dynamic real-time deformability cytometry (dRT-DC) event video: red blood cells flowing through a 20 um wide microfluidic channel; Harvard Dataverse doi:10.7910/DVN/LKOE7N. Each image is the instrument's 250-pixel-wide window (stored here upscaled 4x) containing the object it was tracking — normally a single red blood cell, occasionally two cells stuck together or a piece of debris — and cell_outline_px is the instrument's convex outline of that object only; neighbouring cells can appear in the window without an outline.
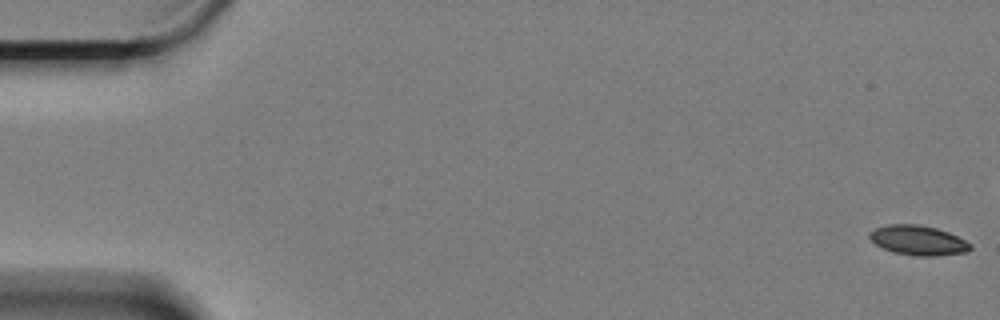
{"species": "Egyptian fruit bat (a non-hibernating species)", "species_latin": "Rousettus aegyptiacus", "temperature_condition": "cold", "stored_images_in_passage": 16, "camera_frame_rate_fps": 3000, "um_per_image_px": 0.085, "animal": {"sex": "female"}, "frame": {"image": 1, "passage_image": 1, "time_ms": 0.0, "image_size_px": [1000, 320], "cell_outline_px": [[972, 248], [968, 252], [936, 256], [916, 256], [892, 252], [876, 244], [868, 236], [868, 232], [876, 228], [888, 224], [916, 224], [936, 228], [948, 232], [972, 244]], "centroid_in_image_um": [78.05, 20.43], "position_along_channel_um": 7.0, "area_um2": 17.46}}